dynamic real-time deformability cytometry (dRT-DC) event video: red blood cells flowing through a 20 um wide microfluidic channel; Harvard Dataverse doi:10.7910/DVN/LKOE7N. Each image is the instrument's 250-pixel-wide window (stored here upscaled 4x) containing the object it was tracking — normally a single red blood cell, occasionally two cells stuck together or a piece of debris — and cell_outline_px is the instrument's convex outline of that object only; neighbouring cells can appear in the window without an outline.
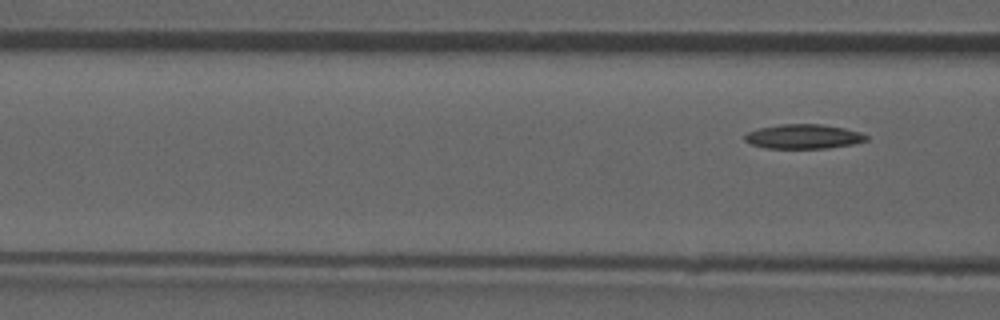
{"species": "common noctule bat (a hibernating species)", "species_latin": "Nyctalus noctula", "temperature_condition": "room temperature", "stored_images_in_passage": 6, "segment_of_instrument_passage": [2, 2], "camera_frame_rate_fps": 3000, "um_per_image_px": 0.085, "animal": {"sex": "male", "forearm_length_mm": 52.5}, "frame": {"image": 1, "passage_image": 6, "time_ms": 7.0, "image_size_px": [1000, 320], "cell_outline_px": [[868, 140], [852, 144], [828, 148], [768, 148], [752, 144], [744, 140], [744, 136], [748, 132], [760, 128], [780, 124], [820, 124], [844, 128], [860, 132], [868, 136]], "centroid_in_image_um": [68.31, 11.6], "position_along_channel_um": 98.3, "area_um2": 17.17}}